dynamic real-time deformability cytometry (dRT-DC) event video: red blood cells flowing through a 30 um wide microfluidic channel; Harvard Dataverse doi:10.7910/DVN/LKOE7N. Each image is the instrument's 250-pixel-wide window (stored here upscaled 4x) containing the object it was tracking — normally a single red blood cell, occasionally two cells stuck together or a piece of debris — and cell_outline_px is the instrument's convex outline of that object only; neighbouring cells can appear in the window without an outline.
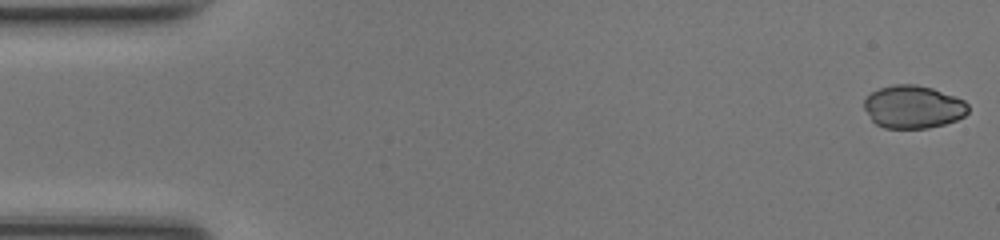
{"species": "common noctule bat (a hibernating species)", "species_latin": "Nyctalus noctula", "temperature_condition": "room temperature", "stored_images_in_passage": 49, "camera_frame_rate_fps": 3000, "um_per_image_px": 0.085, "animal": {"sex": "female", "body_mass_g": 17.0, "forearm_length_mm": 48.0}, "frame": {"image": 1, "passage_image": 1, "time_ms": 0.0, "image_size_px": [1000, 240], "cell_outline_px": [[968, 112], [964, 116], [956, 120], [944, 124], [928, 128], [884, 128], [876, 124], [872, 120], [864, 108], [864, 100], [872, 92], [880, 88], [892, 84], [916, 84], [932, 88], [964, 100], [968, 104]], "centroid_in_image_um": [77.61, 9.08], "position_along_channel_um": 7.4, "area_um2": 25.95}}
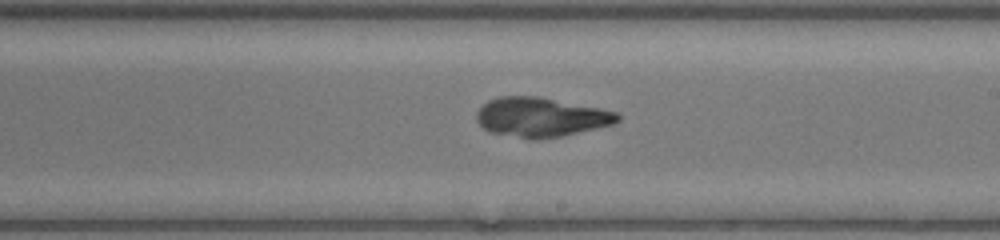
{"frame": {"image": 2, "passage_image": 28, "time_ms": 9.0, "image_size_px": [1000, 240], "cell_outline_px": [[620, 120], [612, 124], [596, 128], [560, 136], [536, 140], [532, 140], [488, 132], [476, 120], [476, 112], [488, 100], [496, 96], [540, 96], [600, 108], [616, 112], [620, 116]], "centroid_in_image_um": [45.94, 9.95], "position_along_channel_um": 243.1, "area_um2": 32.48}}
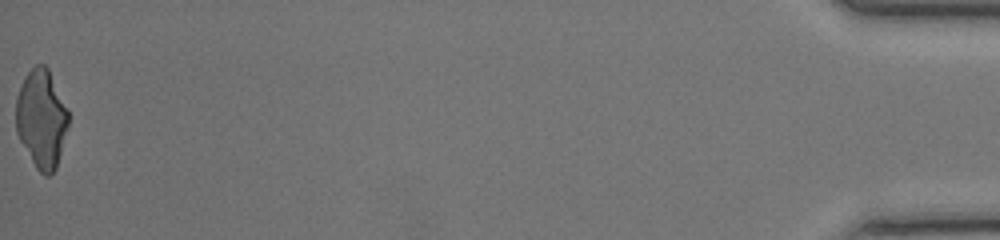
{"frame": {"image": 3, "passage_image": 49, "time_ms": 16.0, "image_size_px": [1000, 240], "cell_outline_px": [[68, 124], [56, 168], [48, 176], [44, 176], [36, 168], [20, 140], [16, 132], [16, 96], [24, 76], [36, 64], [44, 64], [48, 68], [68, 112]], "centroid_in_image_um": [3.5, 10.09], "position_along_channel_um": 431.7, "area_um2": 29.71}}